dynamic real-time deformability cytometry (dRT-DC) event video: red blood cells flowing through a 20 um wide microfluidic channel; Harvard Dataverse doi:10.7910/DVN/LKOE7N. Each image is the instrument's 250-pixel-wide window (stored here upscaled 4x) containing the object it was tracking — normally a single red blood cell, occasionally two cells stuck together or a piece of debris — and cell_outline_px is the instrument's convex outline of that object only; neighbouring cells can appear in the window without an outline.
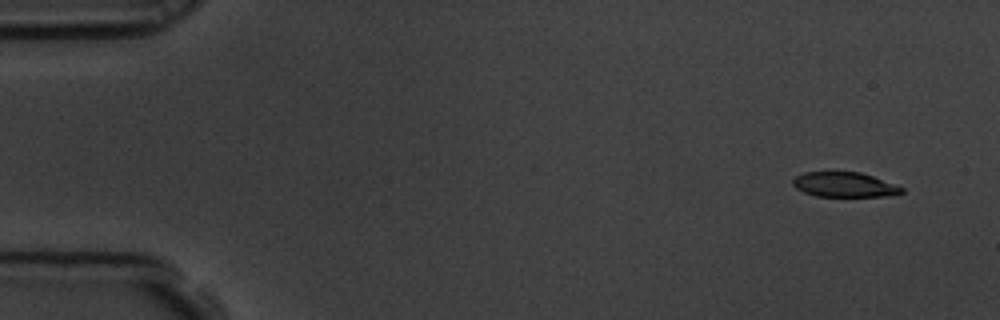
{"species": "common noctule bat (a hibernating species)", "species_latin": "Nyctalus noctula", "temperature_condition": "room temperature", "stored_images_in_passage": 5, "camera_frame_rate_fps": 3000, "um_per_image_px": 0.085, "animal": {"sex": "male", "body_mass_g": 19.5, "forearm_length_mm": 54.6}, "frame": {"image": 1, "passage_image": 1, "time_ms": 0.0, "image_size_px": [1000, 320], "cell_outline_px": [[904, 192], [884, 196], [816, 196], [804, 192], [796, 188], [792, 184], [792, 180], [796, 176], [804, 172], [860, 172], [872, 176], [904, 188]], "centroid_in_image_um": [71.73, 15.69], "position_along_channel_um": 13.3, "area_um2": 15.55}}
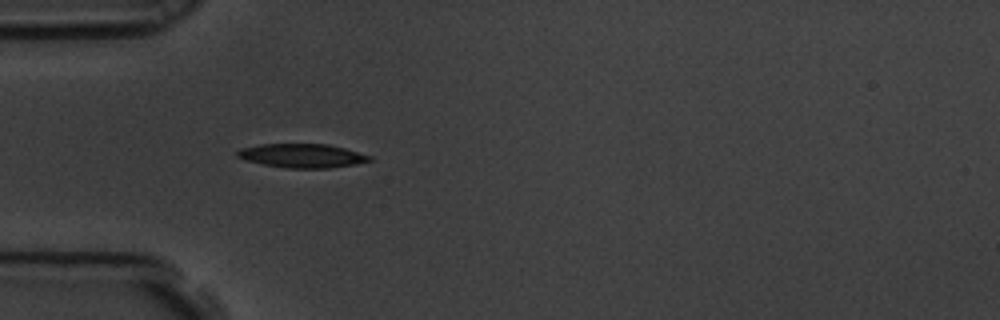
{"frame": {"image": 2, "passage_image": 5, "time_ms": 1.333, "image_size_px": [1000, 320], "cell_outline_px": [[372, 160], [356, 164], [328, 168], [284, 168], [244, 160], [236, 156], [236, 152], [240, 148], [260, 144], [328, 144], [344, 148], [372, 156]], "centroid_in_image_um": [25.66, 13.23], "position_along_channel_um": 59.3, "area_um2": 18.44}}